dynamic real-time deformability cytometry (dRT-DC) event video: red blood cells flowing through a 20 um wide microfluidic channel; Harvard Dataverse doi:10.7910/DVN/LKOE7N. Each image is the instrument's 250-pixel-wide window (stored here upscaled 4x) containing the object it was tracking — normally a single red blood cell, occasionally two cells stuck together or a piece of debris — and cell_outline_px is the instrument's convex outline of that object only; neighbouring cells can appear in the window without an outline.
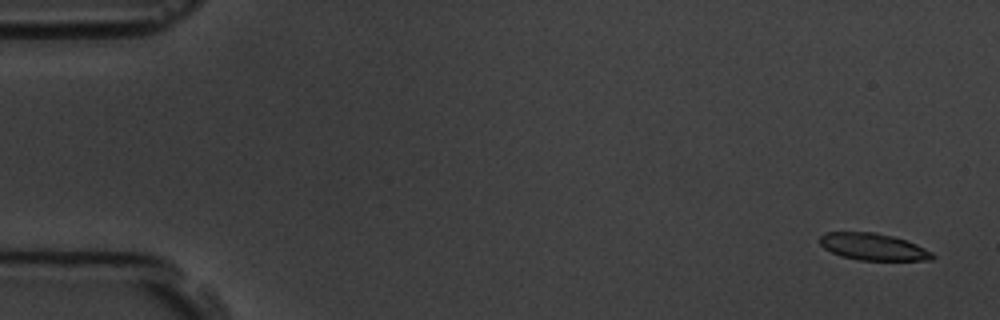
{"species": "common noctule bat (a hibernating species)", "species_latin": "Nyctalus noctula", "temperature_condition": "room temperature", "stored_images_in_passage": 6, "camera_frame_rate_fps": 3000, "um_per_image_px": 0.085, "animal": {"sex": "male", "body_mass_g": 19.5, "forearm_length_mm": 54.6}, "frame": {"image": 1, "passage_image": 1, "time_ms": 0.0, "image_size_px": [1000, 320], "cell_outline_px": [[936, 256], [932, 260], [860, 260], [840, 256], [824, 248], [820, 244], [820, 236], [828, 232], [876, 232], [892, 236], [916, 244], [932, 252]], "centroid_in_image_um": [74.22, 20.98], "position_along_channel_um": 10.8, "area_um2": 17.57}}